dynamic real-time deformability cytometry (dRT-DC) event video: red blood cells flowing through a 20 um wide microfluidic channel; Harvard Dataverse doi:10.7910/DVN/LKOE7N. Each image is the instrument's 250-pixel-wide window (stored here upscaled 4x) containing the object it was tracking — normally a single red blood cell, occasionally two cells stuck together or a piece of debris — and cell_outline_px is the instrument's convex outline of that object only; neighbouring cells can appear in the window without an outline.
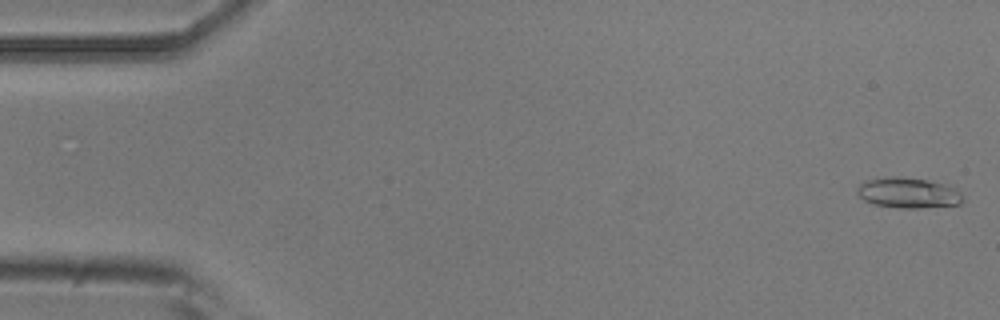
{"species": "common noctule bat (a hibernating species)", "species_latin": "Nyctalus noctula", "temperature_condition": "room temperature", "stored_images_in_passage": 4, "camera_frame_rate_fps": 3000, "um_per_image_px": 0.085, "animal": {"sex": "male", "body_mass_g": 20.5, "forearm_length_mm": 52.5}, "frame": {"image": 1, "passage_image": 1, "time_ms": 0.0, "image_size_px": [1000, 320], "cell_outline_px": [[964, 200], [960, 204], [920, 208], [896, 208], [872, 204], [864, 200], [856, 192], [856, 188], [864, 180], [892, 176], [896, 176], [924, 180], [956, 188], [960, 192]], "centroid_in_image_um": [77.15, 16.41], "position_along_channel_um": 7.8, "area_um2": 18.73}}
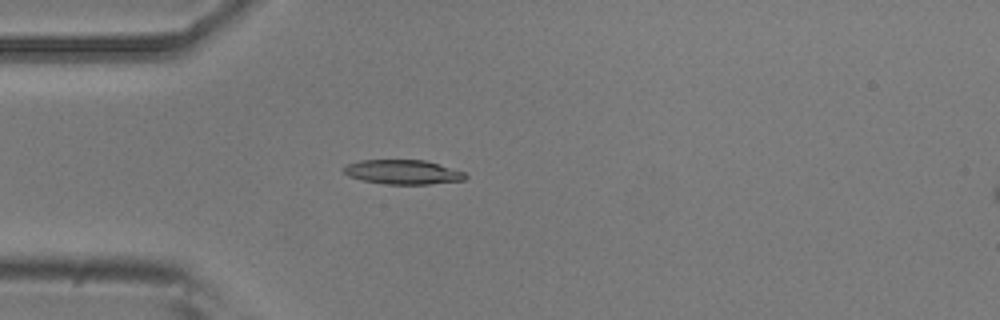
{"frame": {"image": 2, "passage_image": 4, "time_ms": 1.0, "image_size_px": [1000, 320], "cell_outline_px": [[468, 176], [464, 180], [428, 184], [384, 184], [364, 180], [348, 176], [340, 168], [348, 164], [360, 160], [424, 160], [464, 172]], "centroid_in_image_um": [34.21, 14.62], "position_along_channel_um": 50.8, "area_um2": 17.17}}